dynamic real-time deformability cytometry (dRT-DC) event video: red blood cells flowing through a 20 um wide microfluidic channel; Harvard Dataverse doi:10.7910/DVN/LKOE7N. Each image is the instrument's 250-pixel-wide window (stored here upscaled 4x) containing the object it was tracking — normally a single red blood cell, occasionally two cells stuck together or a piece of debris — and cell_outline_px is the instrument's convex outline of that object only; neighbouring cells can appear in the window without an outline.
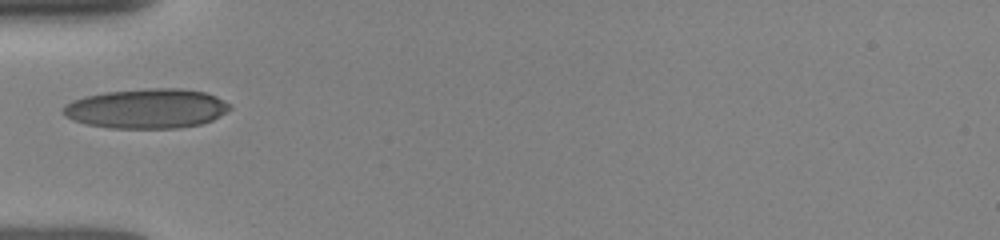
{"species": "human", "species_latin": "Homo sapiens", "temperature_condition": "room temperature", "stored_images_in_passage": 2, "camera_frame_rate_fps": 3000, "um_per_image_px": 0.085, "donor": {"sex": "female"}, "frame": {"image": 1, "passage_image": 1, "time_ms": 0.0, "image_size_px": [1000, 240], "cell_outline_px": [[232, 108], [212, 120], [200, 124], [176, 128], [108, 128], [88, 124], [72, 120], [64, 116], [64, 104], [72, 100], [84, 96], [104, 92], [148, 88], [180, 88], [204, 92], [216, 96], [232, 104]], "centroid_in_image_um": [12.46, 9.22], "position_along_channel_um": 72.5, "area_um2": 38.67}}